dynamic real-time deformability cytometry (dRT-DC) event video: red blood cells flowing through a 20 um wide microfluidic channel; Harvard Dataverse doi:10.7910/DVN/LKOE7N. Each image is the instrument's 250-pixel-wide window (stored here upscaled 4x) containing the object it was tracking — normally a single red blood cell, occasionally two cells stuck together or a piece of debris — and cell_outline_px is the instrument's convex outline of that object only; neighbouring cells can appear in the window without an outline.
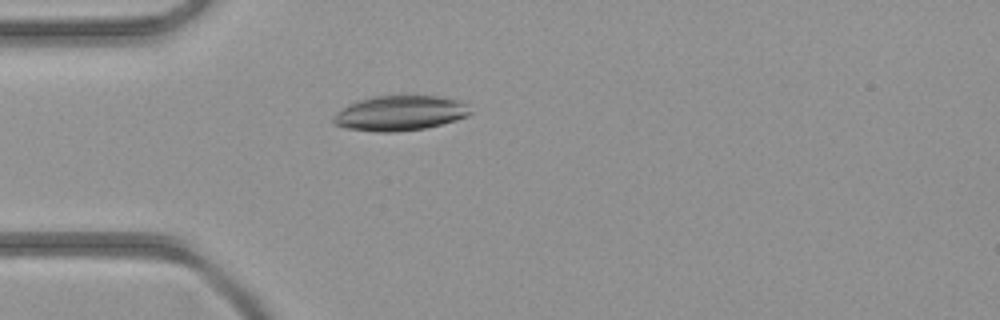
{"species": "common noctule bat (a hibernating species)", "species_latin": "Nyctalus noctula", "temperature_condition": "room temperature", "stored_images_in_passage": 4, "camera_frame_rate_fps": 3000, "um_per_image_px": 0.085, "animal": {"sex": "female", "body_mass_g": 21.9}, "frame": {"image": 1, "passage_image": 4, "time_ms": 3.333, "image_size_px": [1000, 320], "cell_outline_px": [[472, 112], [468, 116], [456, 120], [424, 128], [396, 132], [376, 132], [344, 128], [332, 124], [332, 116], [344, 108], [360, 100], [376, 96], [436, 96], [456, 100], [464, 104]], "centroid_in_image_um": [33.96, 9.64], "position_along_channel_um": 51.0, "area_um2": 27.57}}